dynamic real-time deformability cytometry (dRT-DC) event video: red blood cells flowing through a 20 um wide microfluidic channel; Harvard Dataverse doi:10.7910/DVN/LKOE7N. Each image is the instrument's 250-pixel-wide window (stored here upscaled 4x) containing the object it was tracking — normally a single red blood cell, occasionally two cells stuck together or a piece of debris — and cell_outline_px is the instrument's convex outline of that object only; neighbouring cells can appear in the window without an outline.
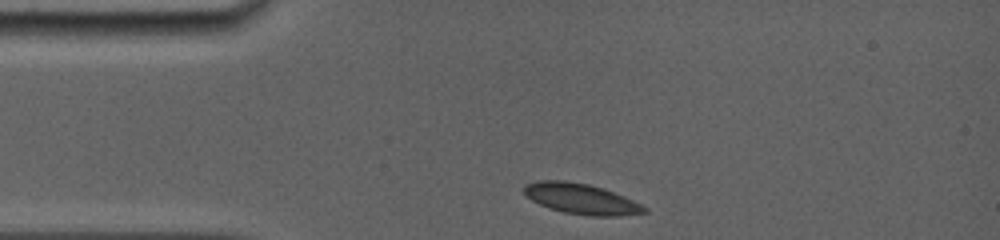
{"species": "common noctule bat (a hibernating species)", "species_latin": "Nyctalus noctula", "temperature_condition": "room temperature", "stored_images_in_passage": 26, "camera_frame_rate_fps": 5000, "um_per_image_px": 0.085, "animal": {"sex": "female", "body_mass_g": 19.0, "forearm_length_mm": 56.7}, "frame": {"image": 1, "passage_image": 1, "time_ms": 0.0, "image_size_px": [1000, 240], "cell_outline_px": [[648, 212], [616, 216], [588, 216], [564, 212], [548, 208], [532, 200], [524, 192], [524, 184], [536, 180], [564, 180], [588, 184], [604, 188], [624, 196], [648, 208]], "centroid_in_image_um": [49.39, 16.89], "position_along_channel_um": 35.6, "area_um2": 21.44}}
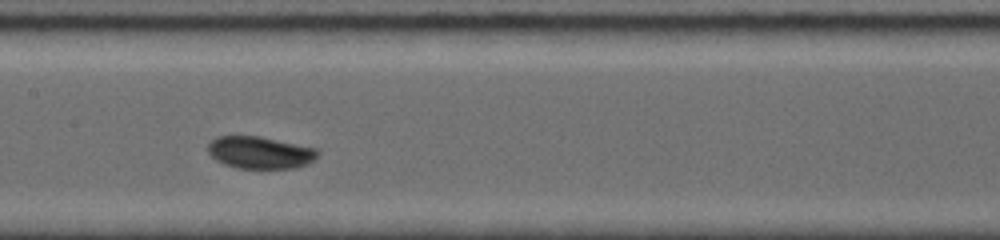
{"frame": {"image": 2, "passage_image": 15, "time_ms": 4.6, "image_size_px": [1000, 240], "cell_outline_px": [[320, 152], [308, 164], [296, 168], [236, 168], [224, 164], [216, 160], [208, 152], [208, 144], [216, 136], [260, 136], [316, 148]], "centroid_in_image_um": [22.09, 12.96], "position_along_channel_um": 185.3, "area_um2": 20.58}}
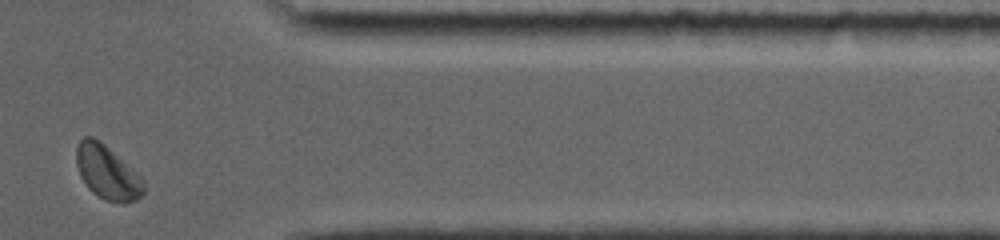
{"frame": {"image": 3, "passage_image": 26, "time_ms": 10.4, "image_size_px": [1000, 240], "cell_outline_px": [[144, 192], [136, 200], [124, 204], [104, 200], [92, 192], [88, 188], [80, 176], [76, 164], [76, 144], [84, 136], [92, 136], [100, 140], [140, 176], [144, 184]], "centroid_in_image_um": [9.08, 14.66], "position_along_channel_um": 402.3, "area_um2": 21.15}, "authors_computed_cell_mechanics": {"area_um2": 20.7502, "velocity_mm_per_s": 3.8593, "shape_relaxation_time_tau1_ms": 2.034, "shape_relaxation_time_tau2_ms": null, "deformation_change_tau1": 0.0775, "deformation_change_tau2": null}}